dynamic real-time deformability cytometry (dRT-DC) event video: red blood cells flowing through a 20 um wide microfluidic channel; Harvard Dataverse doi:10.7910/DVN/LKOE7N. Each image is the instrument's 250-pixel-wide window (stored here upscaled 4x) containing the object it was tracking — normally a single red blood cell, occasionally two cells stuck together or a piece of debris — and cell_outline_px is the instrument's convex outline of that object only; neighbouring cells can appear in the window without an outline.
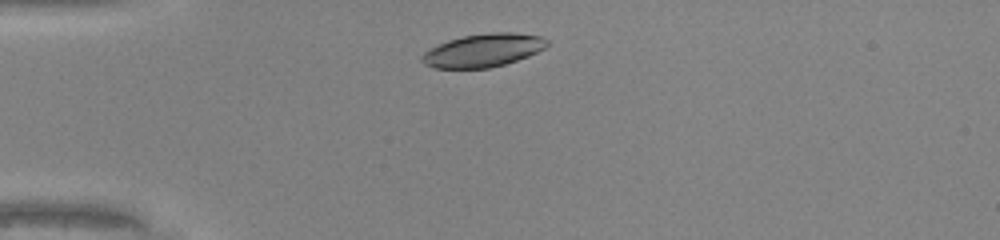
{"species": "common noctule bat (a hibernating species)", "species_latin": "Nyctalus noctula", "temperature_condition": "warm", "stored_images_in_passage": 40, "camera_frame_rate_fps": 3000, "um_per_image_px": 0.085, "animal": {"sex": "male", "body_mass_g": 20.0, "forearm_length_mm": 53.3}, "frame": {"image": 1, "passage_image": 4, "time_ms": 1.0, "image_size_px": [1000, 240], "cell_outline_px": [[548, 44], [544, 48], [528, 56], [504, 64], [488, 68], [432, 68], [424, 64], [420, 60], [420, 56], [428, 48], [448, 40], [464, 36], [492, 32], [512, 32], [540, 36], [548, 40]], "centroid_in_image_um": [41.02, 4.28], "position_along_channel_um": 44.0, "area_um2": 24.16}}
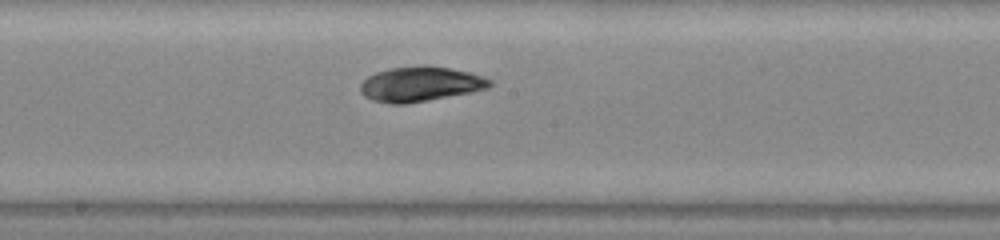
{"frame": {"image": 2, "passage_image": 18, "time_ms": 5.667, "image_size_px": [1000, 240], "cell_outline_px": [[492, 84], [488, 88], [472, 92], [428, 100], [404, 104], [392, 104], [372, 100], [364, 96], [360, 92], [360, 84], [368, 76], [376, 72], [392, 68], [424, 64], [452, 68], [484, 76], [492, 80]], "centroid_in_image_um": [35.74, 7.13], "position_along_channel_um": 212.5, "area_um2": 26.47}}
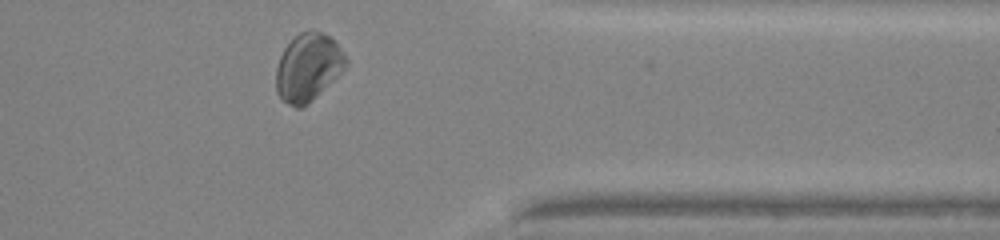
{"frame": {"image": 3, "passage_image": 31, "time_ms": 10.0, "image_size_px": [1000, 240], "cell_outline_px": [[348, 64], [344, 72], [308, 104], [300, 108], [296, 108], [280, 100], [276, 92], [276, 68], [280, 56], [284, 48], [300, 32], [308, 28], [312, 28], [336, 40], [348, 60]], "centroid_in_image_um": [26.21, 5.73], "position_along_channel_um": 385.2, "area_um2": 28.21}, "authors_computed_cell_mechanics": {"area_um2": 26.3279, "velocity_mm_per_s": 4.223, "shape_relaxation_time_tau1_ms": 2.3851, "shape_relaxation_time_tau2_ms": 1.884, "deformation_change_tau1": 0.1141, "deformation_change_tau2": 0.0592}}